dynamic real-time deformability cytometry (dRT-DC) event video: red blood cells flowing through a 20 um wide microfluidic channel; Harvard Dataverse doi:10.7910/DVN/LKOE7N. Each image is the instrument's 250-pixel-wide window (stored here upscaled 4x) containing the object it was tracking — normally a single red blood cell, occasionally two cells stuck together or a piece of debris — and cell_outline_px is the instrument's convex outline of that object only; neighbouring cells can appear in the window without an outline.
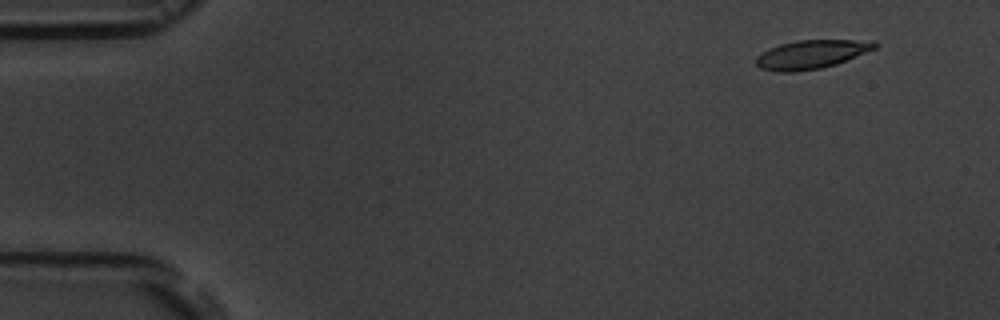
{"species": "common noctule bat (a hibernating species)", "species_latin": "Nyctalus noctula", "temperature_condition": "room temperature", "stored_images_in_passage": 17, "camera_frame_rate_fps": 3000, "um_per_image_px": 0.085, "animal": {"sex": "male", "body_mass_g": 19.5, "forearm_length_mm": 54.6}, "frame": {"image": 1, "passage_image": 2, "time_ms": 1.333, "image_size_px": [1000, 320], "cell_outline_px": [[876, 48], [836, 64], [820, 68], [796, 72], [776, 72], [760, 68], [756, 64], [756, 56], [780, 44], [796, 40], [876, 40]], "centroid_in_image_um": [68.96, 4.62], "position_along_channel_um": 16.0, "area_um2": 19.71}}
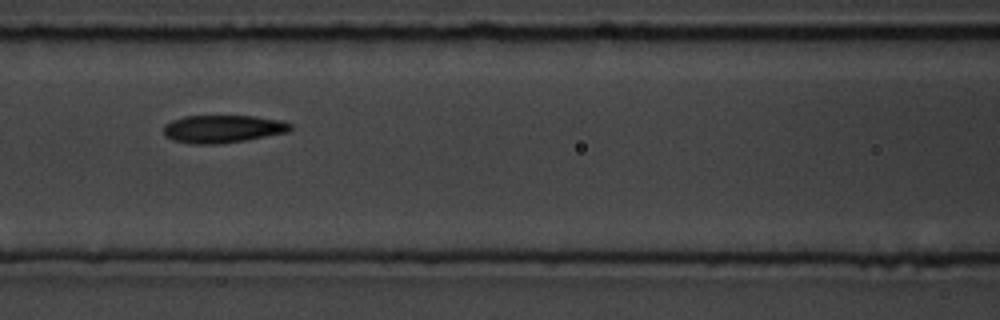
{"frame": {"image": 2, "passage_image": 8, "time_ms": 8.0, "image_size_px": [1000, 320], "cell_outline_px": [[292, 128], [288, 132], [244, 140], [220, 144], [188, 144], [172, 140], [164, 136], [164, 124], [172, 120], [184, 116], [256, 116], [280, 120], [292, 124]], "centroid_in_image_um": [18.9, 10.96], "position_along_channel_um": 147.7, "area_um2": 20.63}}
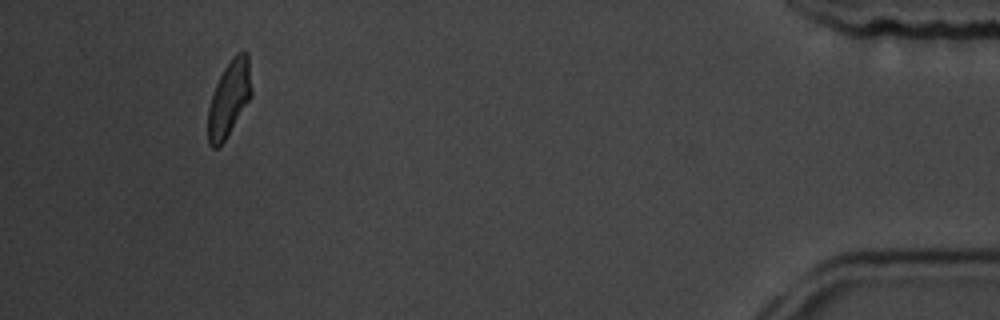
{"frame": {"image": 3, "passage_image": 16, "time_ms": 17.333, "image_size_px": [1000, 320], "cell_outline_px": [[252, 96], [224, 140], [216, 148], [212, 148], [208, 144], [208, 108], [216, 84], [224, 68], [232, 56], [236, 52], [248, 52], [252, 88]], "centroid_in_image_um": [19.49, 8.33], "position_along_channel_um": 415.7, "area_um2": 19.07}, "authors_computed_cell_mechanics": {"area_um2": 20.1722, "velocity_mm_per_s": 3.6074, "shape_relaxation_time_tau1_ms": 4.3905, "shape_relaxation_time_tau2_ms": 1.9747, "deformation_change_tau1": 0.1617, "deformation_change_tau2": 0.0758}}